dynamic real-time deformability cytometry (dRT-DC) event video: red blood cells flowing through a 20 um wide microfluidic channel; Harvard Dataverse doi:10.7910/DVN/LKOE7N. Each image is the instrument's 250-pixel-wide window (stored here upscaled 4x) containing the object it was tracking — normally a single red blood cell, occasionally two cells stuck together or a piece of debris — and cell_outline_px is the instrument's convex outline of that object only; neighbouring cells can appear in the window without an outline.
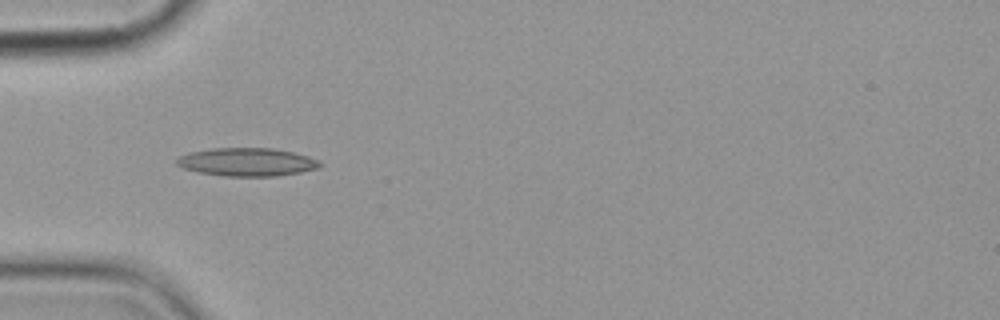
{"species": "common noctule bat (a hibernating species)", "species_latin": "Nyctalus noctula", "temperature_condition": "cold", "stored_images_in_passage": 6, "camera_frame_rate_fps": 3000, "um_per_image_px": 0.085, "animal": {"sex": "female", "body_mass_g": 19.9}, "frame": {"image": 1, "passage_image": 5, "time_ms": 5.0, "image_size_px": [1000, 320], "cell_outline_px": [[320, 168], [300, 172], [276, 176], [224, 176], [196, 172], [184, 168], [176, 164], [176, 160], [180, 156], [188, 152], [212, 148], [272, 148], [292, 152], [308, 156], [316, 160], [320, 164]], "centroid_in_image_um": [20.95, 13.77], "position_along_channel_um": 64.0, "area_um2": 23.47}}
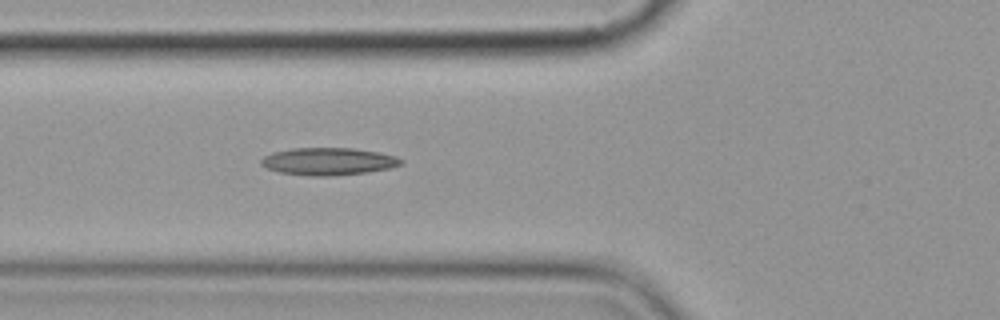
{"frame": {"image": 2, "passage_image": 6, "time_ms": 6.0, "image_size_px": [1000, 320], "cell_outline_px": [[404, 164], [392, 168], [368, 172], [336, 176], [308, 176], [280, 172], [268, 168], [260, 164], [260, 160], [264, 156], [272, 152], [292, 148], [352, 148], [380, 152], [396, 156], [404, 160]], "centroid_in_image_um": [27.96, 13.72], "position_along_channel_um": 97.8, "area_um2": 22.66}}